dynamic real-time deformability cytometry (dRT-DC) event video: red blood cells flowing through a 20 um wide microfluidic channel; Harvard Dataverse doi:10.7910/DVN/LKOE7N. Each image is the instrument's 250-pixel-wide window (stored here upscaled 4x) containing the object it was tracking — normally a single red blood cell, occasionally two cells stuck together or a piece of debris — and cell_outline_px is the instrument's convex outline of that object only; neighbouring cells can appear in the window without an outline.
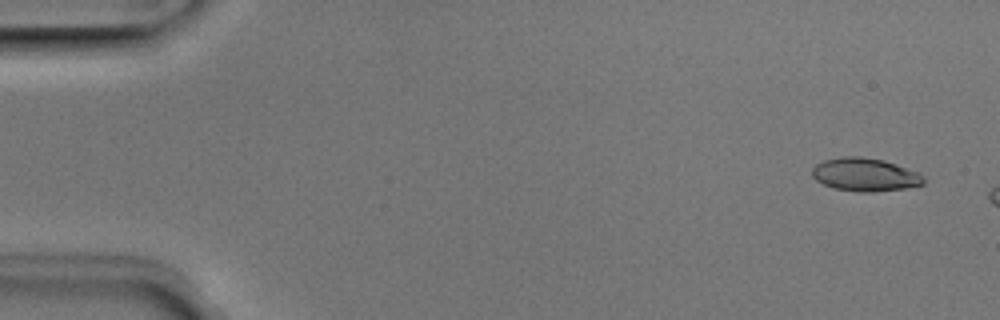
{"species": "Egyptian fruit bat (a non-hibernating species)", "species_latin": "Rousettus aegyptiacus", "temperature_condition": "room temperature", "stored_images_in_passage": 9, "camera_frame_rate_fps": 3000, "um_per_image_px": 0.085, "animal": {"sex": "male"}, "frame": {"image": 1, "passage_image": 3, "time_ms": 0.667, "image_size_px": [1000, 320], "cell_outline_px": [[924, 184], [904, 188], [872, 192], [860, 192], [832, 188], [816, 180], [812, 176], [812, 168], [816, 164], [824, 160], [844, 156], [860, 156], [884, 160], [920, 172], [924, 176]], "centroid_in_image_um": [73.53, 14.84], "position_along_channel_um": 11.5, "area_um2": 21.68}}